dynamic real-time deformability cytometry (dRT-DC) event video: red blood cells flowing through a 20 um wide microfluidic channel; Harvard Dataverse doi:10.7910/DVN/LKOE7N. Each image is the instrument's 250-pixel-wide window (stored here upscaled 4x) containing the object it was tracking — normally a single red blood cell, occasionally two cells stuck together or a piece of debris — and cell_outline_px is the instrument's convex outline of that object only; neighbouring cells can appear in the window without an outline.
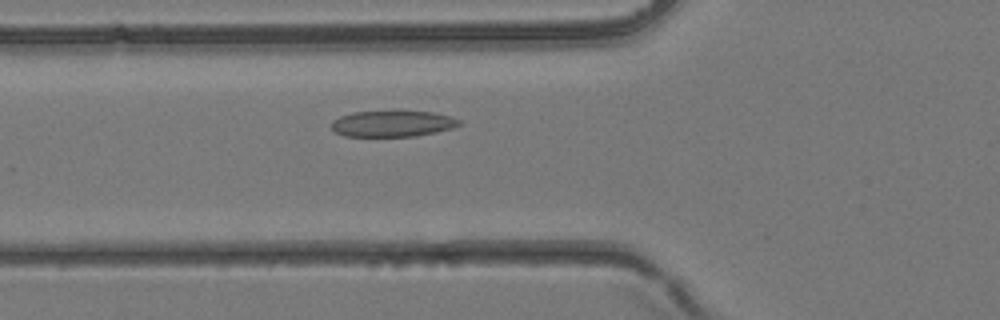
{"species": "common noctule bat (a hibernating species)", "species_latin": "Nyctalus noctula", "temperature_condition": "room temperature", "stored_images_in_passage": 35, "camera_frame_rate_fps": 3000, "um_per_image_px": 0.085, "animal": {"sex": "female", "body_mass_g": 24.6, "forearm_length_mm": 56.2}, "frame": {"image": 1, "passage_image": 10, "time_ms": 3.0, "image_size_px": [1000, 320], "cell_outline_px": [[460, 124], [452, 128], [436, 132], [416, 136], [344, 136], [336, 132], [332, 128], [332, 120], [340, 116], [352, 112], [432, 112], [448, 116], [460, 120]], "centroid_in_image_um": [33.34, 10.52], "position_along_channel_um": 92.5, "area_um2": 19.07}}
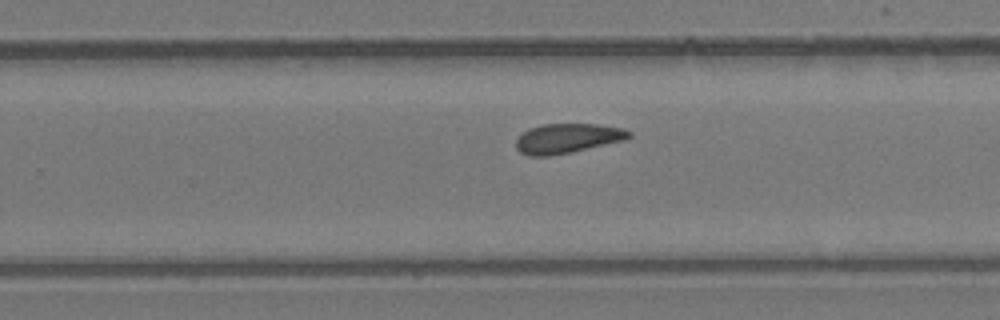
{"frame": {"image": 2, "passage_image": 21, "time_ms": 6.667, "image_size_px": [1000, 320], "cell_outline_px": [[632, 136], [624, 140], [552, 156], [528, 156], [520, 152], [516, 148], [516, 140], [528, 128], [544, 124], [596, 124], [624, 128], [632, 132]], "centroid_in_image_um": [48.23, 11.76], "position_along_channel_um": 281.6, "area_um2": 19.48}}
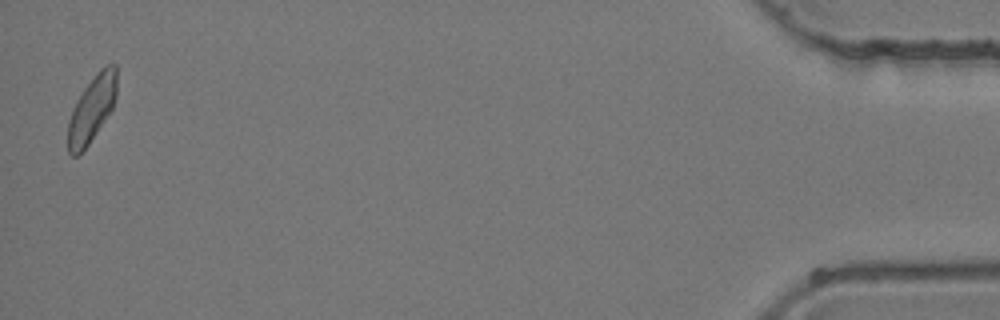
{"frame": {"image": 3, "passage_image": 35, "time_ms": 11.333, "image_size_px": [1000, 320], "cell_outline_px": [[116, 96], [112, 108], [88, 144], [76, 156], [72, 156], [68, 152], [68, 120], [72, 108], [76, 100], [84, 88], [96, 72], [100, 68], [108, 64], [116, 64]], "centroid_in_image_um": [7.79, 9.22], "position_along_channel_um": 427.4, "area_um2": 18.55}}